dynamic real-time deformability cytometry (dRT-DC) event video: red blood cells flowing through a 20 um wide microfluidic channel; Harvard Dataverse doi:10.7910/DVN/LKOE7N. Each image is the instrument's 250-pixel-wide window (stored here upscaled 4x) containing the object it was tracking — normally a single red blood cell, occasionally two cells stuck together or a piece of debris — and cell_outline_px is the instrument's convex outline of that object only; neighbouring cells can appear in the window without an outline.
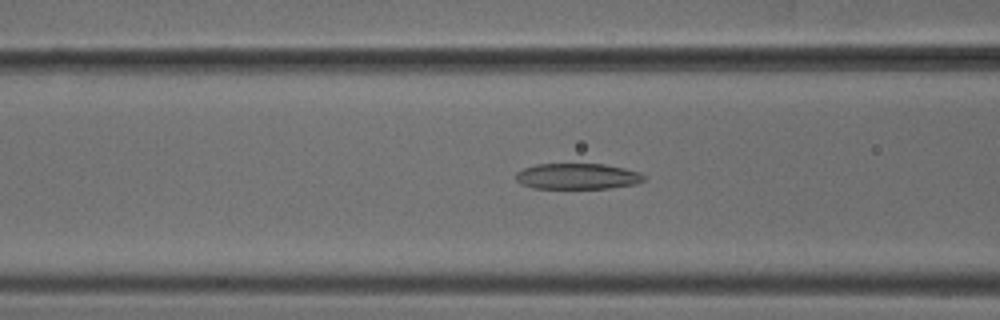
{"species": "common noctule bat (a hibernating species)", "species_latin": "Nyctalus noctula", "temperature_condition": "cold", "stored_images_in_passage": 49, "camera_frame_rate_fps": 3000, "um_per_image_px": 0.085, "animal": {"sex": "male", "body_mass_g": 18.8}, "frame": {"image": 1, "passage_image": 18, "time_ms": 5.667, "image_size_px": [1000, 320], "cell_outline_px": [[644, 180], [636, 184], [608, 188], [532, 188], [520, 184], [516, 180], [516, 172], [524, 168], [536, 164], [604, 164], [624, 168], [640, 172], [644, 176]], "centroid_in_image_um": [49.06, 14.98], "position_along_channel_um": 117.5, "area_um2": 19.31}}
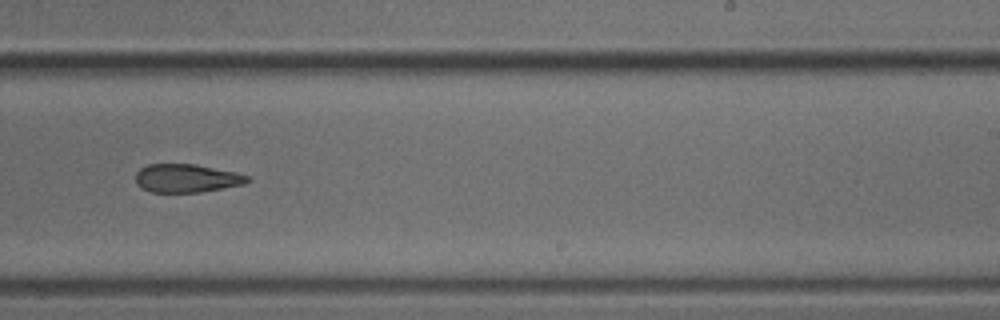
{"frame": {"image": 2, "passage_image": 30, "time_ms": 9.667, "image_size_px": [1000, 320], "cell_outline_px": [[248, 180], [244, 184], [200, 192], [152, 192], [140, 188], [136, 184], [136, 172], [140, 168], [148, 164], [196, 164], [236, 172], [248, 176]], "centroid_in_image_um": [15.82, 15.14], "position_along_channel_um": 273.2, "area_um2": 18.44}}
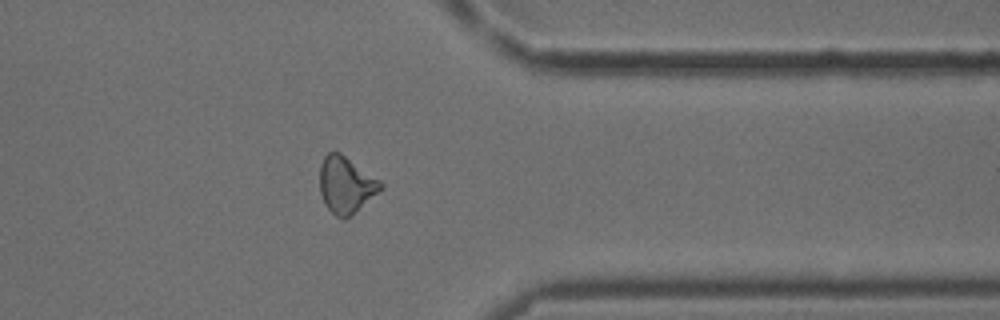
{"frame": {"image": 3, "passage_image": 39, "time_ms": 12.667, "image_size_px": [1000, 320], "cell_outline_px": [[384, 188], [380, 192], [344, 220], [336, 216], [324, 204], [320, 192], [320, 164], [324, 156], [328, 152], [340, 152], [380, 180], [384, 184]], "centroid_in_image_um": [29.41, 15.71], "position_along_channel_um": 382.0, "area_um2": 20.11}, "authors_computed_cell_mechanics": {"area_um2": 19.7676, "velocity_mm_per_s": 3.8883, "shape_relaxation_time_tau1_ms": null, "shape_relaxation_time_tau2_ms": 8.2605, "deformation_change_tau1": null, "deformation_change_tau2": 0.183}}